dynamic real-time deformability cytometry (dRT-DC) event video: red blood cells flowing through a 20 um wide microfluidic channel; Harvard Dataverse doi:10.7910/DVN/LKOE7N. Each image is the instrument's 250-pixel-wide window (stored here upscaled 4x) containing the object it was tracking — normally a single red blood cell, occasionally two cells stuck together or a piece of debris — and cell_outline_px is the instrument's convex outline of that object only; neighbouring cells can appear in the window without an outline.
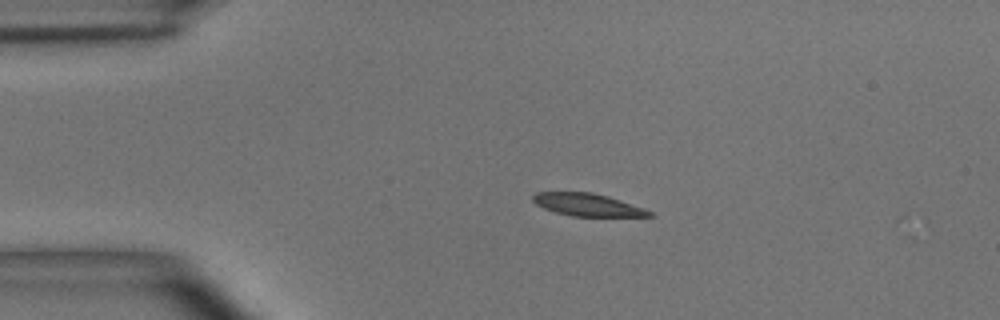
{"species": "common noctule bat (a hibernating species)", "species_latin": "Nyctalus noctula", "temperature_condition": "room temperature", "stored_images_in_passage": 3, "camera_frame_rate_fps": 3000, "um_per_image_px": 0.085, "animal": {"sex": "male", "body_mass_g": 15.6}, "frame": {"image": 1, "passage_image": 2, "time_ms": 2.0, "image_size_px": [1000, 320], "cell_outline_px": [[656, 216], [572, 216], [556, 212], [544, 208], [536, 204], [532, 200], [532, 196], [536, 192], [592, 192], [608, 196], [644, 208], [652, 212]], "centroid_in_image_um": [49.94, 17.4], "position_along_channel_um": 35.1, "area_um2": 15.2}}